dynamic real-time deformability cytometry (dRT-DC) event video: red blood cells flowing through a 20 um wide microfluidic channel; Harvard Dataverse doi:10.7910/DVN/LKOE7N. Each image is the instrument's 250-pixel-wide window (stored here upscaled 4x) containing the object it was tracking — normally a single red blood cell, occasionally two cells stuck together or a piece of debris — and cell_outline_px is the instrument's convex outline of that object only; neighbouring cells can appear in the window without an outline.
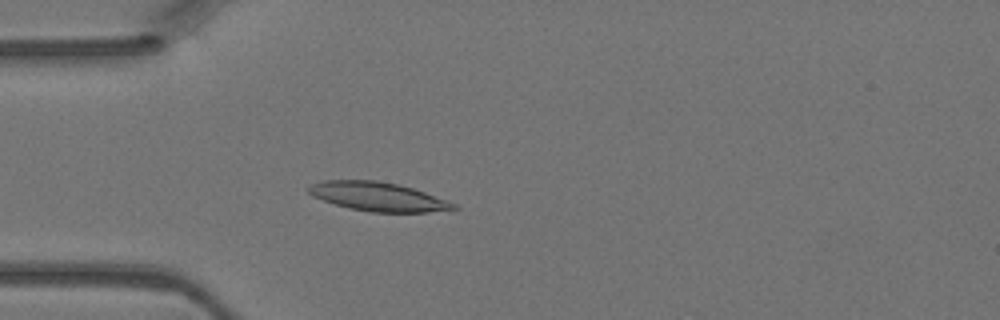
{"species": "Egyptian fruit bat (a non-hibernating species)", "species_latin": "Rousettus aegyptiacus", "temperature_condition": "warm", "stored_images_in_passage": 4, "camera_frame_rate_fps": 3000, "um_per_image_px": 0.085, "animal": {"sex": "female"}, "frame": {"image": 1, "passage_image": 4, "time_ms": 1.0, "image_size_px": [1000, 320], "cell_outline_px": [[460, 208], [428, 212], [372, 212], [348, 208], [312, 196], [308, 192], [308, 188], [312, 184], [324, 180], [376, 180], [396, 184], [412, 188], [424, 192], [456, 204]], "centroid_in_image_um": [32.11, 16.71], "position_along_channel_um": 52.9, "area_um2": 24.1}}